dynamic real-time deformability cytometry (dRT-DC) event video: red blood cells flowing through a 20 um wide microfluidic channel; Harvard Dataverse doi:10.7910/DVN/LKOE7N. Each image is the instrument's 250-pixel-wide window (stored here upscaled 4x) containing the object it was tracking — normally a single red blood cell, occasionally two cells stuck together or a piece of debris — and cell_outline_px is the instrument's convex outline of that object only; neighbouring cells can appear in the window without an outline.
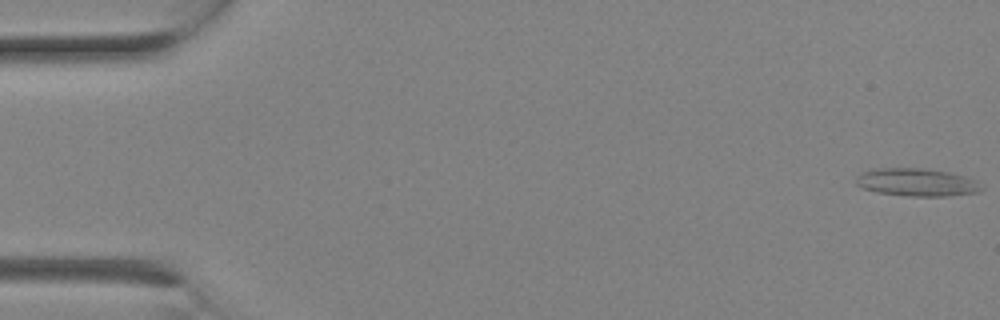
{"species": "Egyptian fruit bat (a non-hibernating species)", "species_latin": "Rousettus aegyptiacus", "temperature_condition": "room temperature", "stored_images_in_passage": 3, "camera_frame_rate_fps": 3000, "um_per_image_px": 0.085, "animal": {"sex": "female"}, "frame": {"image": 1, "passage_image": 1, "time_ms": 0.0, "image_size_px": [1000, 320], "cell_outline_px": [[984, 188], [976, 192], [948, 196], [904, 196], [876, 192], [864, 188], [856, 184], [856, 176], [860, 172], [868, 168], [924, 168], [948, 172], [964, 176], [976, 180]], "centroid_in_image_um": [77.87, 15.48], "position_along_channel_um": 7.1, "area_um2": 20.52}}